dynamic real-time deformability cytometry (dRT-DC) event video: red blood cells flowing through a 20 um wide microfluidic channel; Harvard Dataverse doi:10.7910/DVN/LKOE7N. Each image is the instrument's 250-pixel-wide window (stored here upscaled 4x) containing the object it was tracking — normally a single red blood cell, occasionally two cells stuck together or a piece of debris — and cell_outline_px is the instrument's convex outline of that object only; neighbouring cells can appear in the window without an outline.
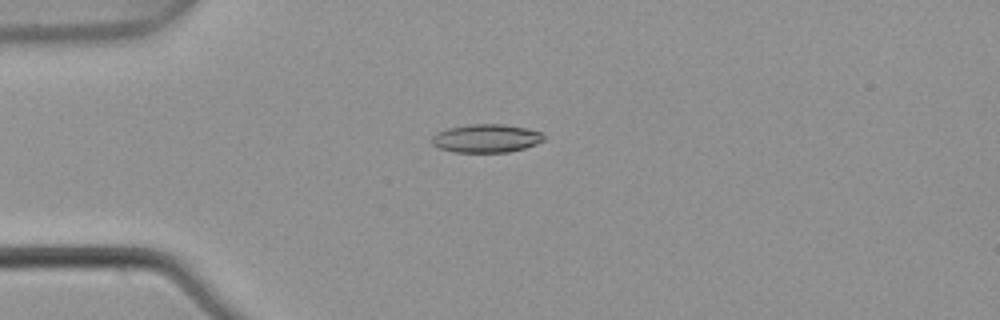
{"species": "common noctule bat (a hibernating species)", "species_latin": "Nyctalus noctula", "temperature_condition": "warm", "stored_images_in_passage": 7, "camera_frame_rate_fps": 3000, "um_per_image_px": 0.085, "animal": {"sex": "male", "body_mass_g": 21.5, "forearm_length_mm": 52.0}, "frame": {"image": 1, "passage_image": 4, "time_ms": 1.0, "image_size_px": [1000, 320], "cell_outline_px": [[544, 140], [536, 144], [524, 148], [508, 152], [456, 152], [440, 148], [432, 144], [432, 136], [436, 132], [448, 128], [468, 124], [504, 124], [524, 128], [540, 132], [544, 136]], "centroid_in_image_um": [41.31, 11.75], "position_along_channel_um": 43.7, "area_um2": 18.38}}
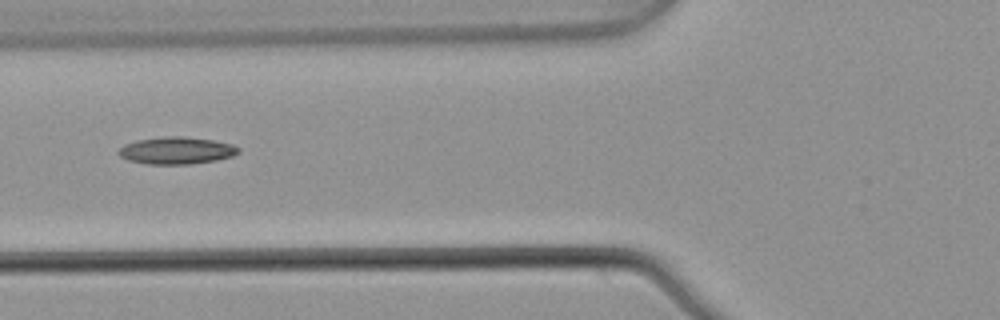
{"frame": {"image": 2, "passage_image": 6, "time_ms": 1.667, "image_size_px": [1000, 320], "cell_outline_px": [[240, 152], [232, 156], [216, 160], [192, 164], [148, 164], [128, 160], [120, 156], [116, 152], [124, 144], [136, 140], [168, 136], [184, 136], [212, 140], [232, 144], [240, 148]], "centroid_in_image_um": [14.99, 12.79], "position_along_channel_um": 110.8, "area_um2": 19.02}}
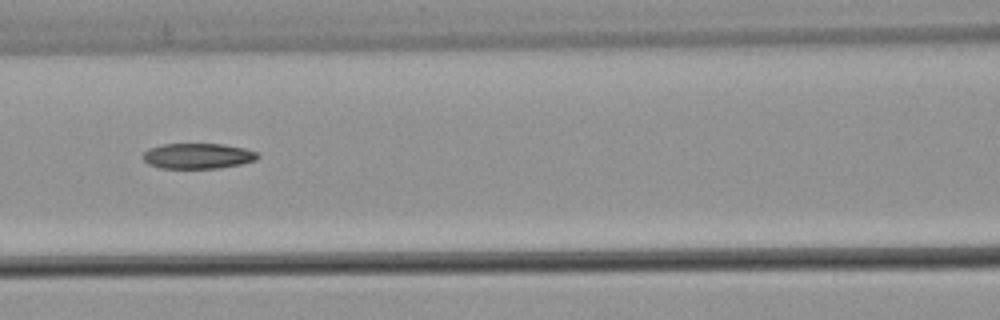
{"frame": {"image": 3, "passage_image": 7, "time_ms": 2.0, "image_size_px": [1000, 320], "cell_outline_px": [[260, 156], [256, 160], [240, 164], [220, 168], [160, 168], [148, 164], [140, 156], [148, 148], [164, 144], [224, 144], [244, 148], [256, 152]], "centroid_in_image_um": [16.79, 13.26], "position_along_channel_um": 149.8, "area_um2": 17.11}}